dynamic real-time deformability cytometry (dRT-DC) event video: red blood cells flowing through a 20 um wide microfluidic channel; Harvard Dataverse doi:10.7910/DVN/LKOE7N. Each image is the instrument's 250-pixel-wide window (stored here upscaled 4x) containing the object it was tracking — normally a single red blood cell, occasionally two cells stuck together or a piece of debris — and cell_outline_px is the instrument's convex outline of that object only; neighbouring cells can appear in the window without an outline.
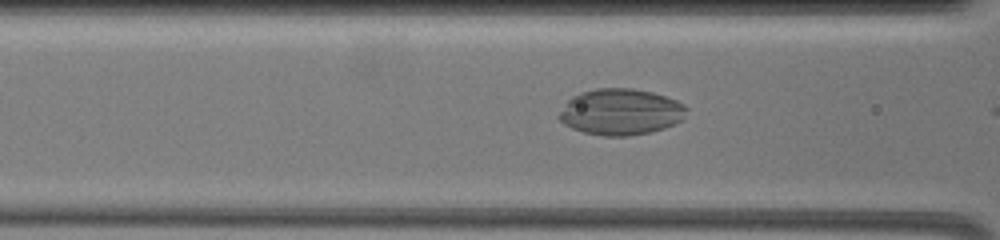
{"species": "common noctule bat (a hibernating species)", "species_latin": "Nyctalus noctula", "temperature_condition": "warm", "stored_images_in_passage": 9, "camera_frame_rate_fps": 3000, "um_per_image_px": 0.085, "animal": {"sex": "female", "body_mass_g": 19.5, "forearm_length_mm": 54.1}, "frame": {"image": 1, "passage_image": 4, "time_ms": 1.667, "image_size_px": [1000, 240], "cell_outline_px": [[688, 108], [680, 120], [664, 128], [648, 132], [628, 136], [604, 136], [584, 132], [572, 128], [564, 124], [556, 116], [568, 100], [572, 96], [580, 92], [596, 88], [632, 88], [652, 92], [676, 100], [684, 104]], "centroid_in_image_um": [52.72, 9.5], "position_along_channel_um": 113.9, "area_um2": 34.22}}
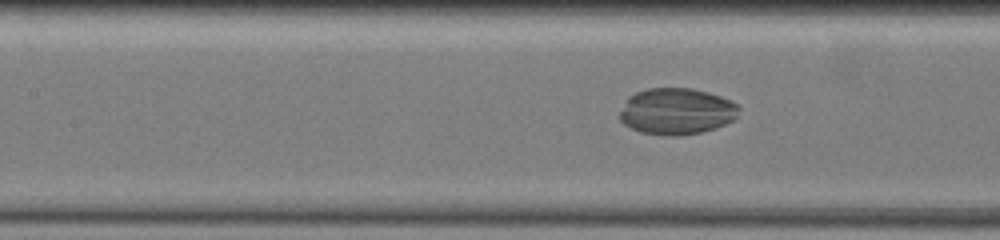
{"frame": {"image": 2, "passage_image": 7, "time_ms": 2.667, "image_size_px": [1000, 240], "cell_outline_px": [[740, 108], [736, 116], [732, 120], [716, 128], [700, 132], [680, 136], [668, 136], [640, 132], [624, 124], [620, 120], [620, 112], [628, 96], [636, 92], [648, 88], [692, 88], [708, 92], [732, 100]], "centroid_in_image_um": [57.5, 9.46], "position_along_channel_um": 149.9, "area_um2": 32.31}}